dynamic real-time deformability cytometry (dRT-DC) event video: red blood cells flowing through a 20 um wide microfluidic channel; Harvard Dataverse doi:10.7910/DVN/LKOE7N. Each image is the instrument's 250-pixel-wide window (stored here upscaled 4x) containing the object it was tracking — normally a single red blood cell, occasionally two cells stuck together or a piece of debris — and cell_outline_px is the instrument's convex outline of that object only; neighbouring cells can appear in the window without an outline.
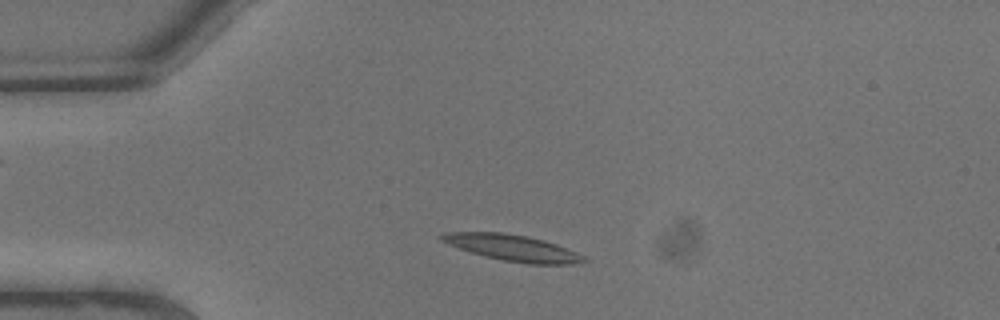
{"species": "common noctule bat (a hibernating species)", "species_latin": "Nyctalus noctula", "temperature_condition": "warm", "stored_images_in_passage": 6, "camera_frame_rate_fps": 3000, "um_per_image_px": 0.085, "animal": {"sex": "male", "body_mass_g": 13.3}, "frame": {"image": 1, "passage_image": 2, "time_ms": 0.333, "image_size_px": [1000, 320], "cell_outline_px": [[592, 260], [572, 264], [528, 264], [504, 260], [484, 256], [448, 244], [440, 240], [436, 236], [444, 232], [500, 232], [524, 236], [544, 240], [556, 244], [576, 252]], "centroid_in_image_um": [43.57, 21.06], "position_along_channel_um": 41.4, "area_um2": 21.62}}
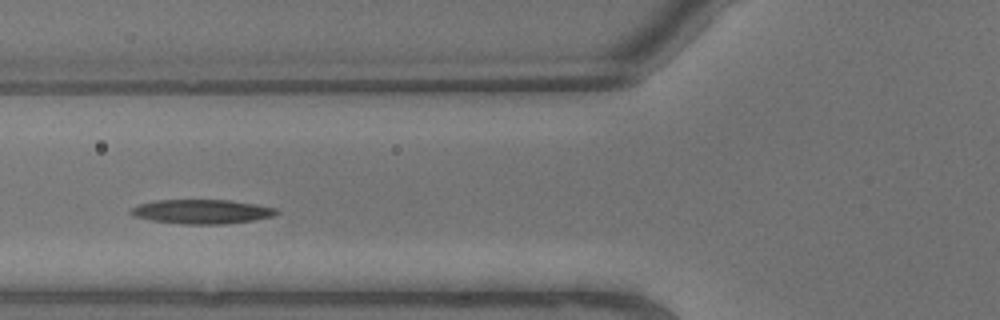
{"frame": {"image": 2, "passage_image": 5, "time_ms": 1.333, "image_size_px": [1000, 320], "cell_outline_px": [[280, 212], [276, 216], [252, 220], [224, 224], [180, 224], [152, 220], [132, 216], [128, 212], [132, 208], [140, 204], [156, 200], [232, 200], [256, 204], [276, 208]], "centroid_in_image_um": [17.18, 17.98], "position_along_channel_um": 108.6, "area_um2": 20.69}}
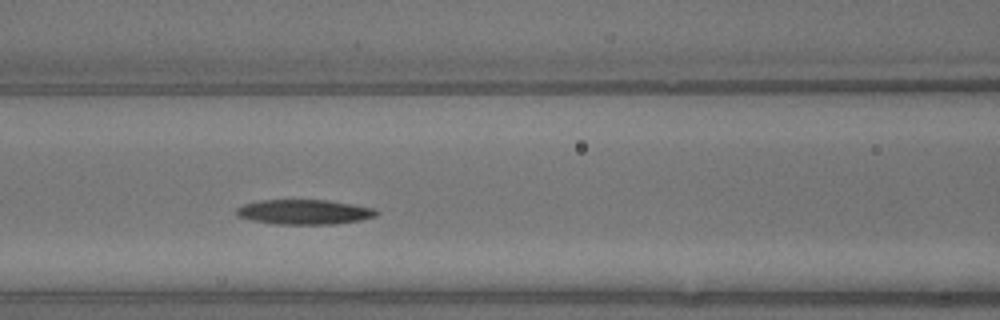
{"frame": {"image": 3, "passage_image": 6, "time_ms": 1.667, "image_size_px": [1000, 320], "cell_outline_px": [[380, 212], [376, 216], [360, 220], [332, 224], [276, 224], [248, 220], [236, 216], [236, 208], [244, 204], [260, 200], [328, 200], [376, 208]], "centroid_in_image_um": [25.85, 18.02], "position_along_channel_um": 140.8, "area_um2": 20.4}}